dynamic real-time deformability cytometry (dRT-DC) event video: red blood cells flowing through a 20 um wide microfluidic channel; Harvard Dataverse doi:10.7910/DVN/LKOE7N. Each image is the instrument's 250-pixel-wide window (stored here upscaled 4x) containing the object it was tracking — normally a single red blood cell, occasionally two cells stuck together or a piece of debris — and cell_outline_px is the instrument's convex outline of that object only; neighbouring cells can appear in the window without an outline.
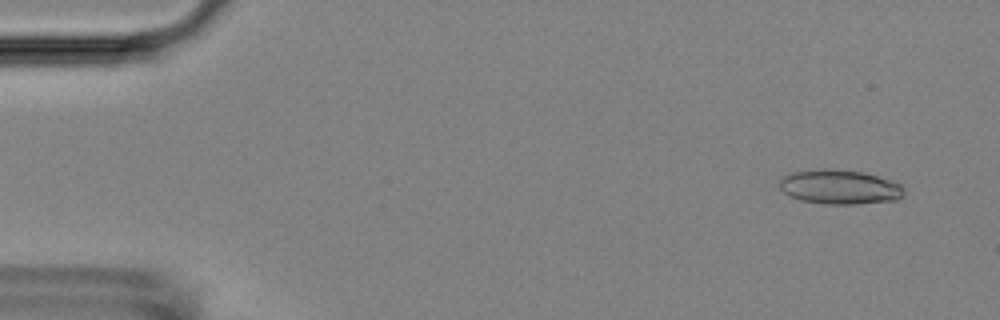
{"species": "Egyptian fruit bat (a non-hibernating species)", "species_latin": "Rousettus aegyptiacus", "temperature_condition": "room temperature", "stored_images_in_passage": 6, "camera_frame_rate_fps": 3000, "um_per_image_px": 0.085, "animal": {"sex": "female"}, "frame": {"image": 1, "passage_image": 2, "time_ms": 0.333, "image_size_px": [1000, 320], "cell_outline_px": [[904, 192], [896, 200], [856, 204], [824, 204], [800, 200], [788, 196], [780, 188], [780, 176], [792, 172], [820, 168], [832, 168], [860, 172], [876, 176], [900, 184], [904, 188]], "centroid_in_image_um": [71.3, 15.89], "position_along_channel_um": 13.7, "area_um2": 25.03}}